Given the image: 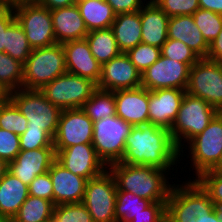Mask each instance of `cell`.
Listing matches in <instances>:
<instances>
[{"label": "cell", "mask_w": 222, "mask_h": 222, "mask_svg": "<svg viewBox=\"0 0 222 222\" xmlns=\"http://www.w3.org/2000/svg\"><path fill=\"white\" fill-rule=\"evenodd\" d=\"M32 49L56 44L53 20L48 8L33 2L13 8Z\"/></svg>", "instance_id": "12"}, {"label": "cell", "mask_w": 222, "mask_h": 222, "mask_svg": "<svg viewBox=\"0 0 222 222\" xmlns=\"http://www.w3.org/2000/svg\"><path fill=\"white\" fill-rule=\"evenodd\" d=\"M152 202L129 191H117L115 202L116 222H130L134 216L150 206Z\"/></svg>", "instance_id": "31"}, {"label": "cell", "mask_w": 222, "mask_h": 222, "mask_svg": "<svg viewBox=\"0 0 222 222\" xmlns=\"http://www.w3.org/2000/svg\"><path fill=\"white\" fill-rule=\"evenodd\" d=\"M35 2L49 10L64 8L76 3L74 0H35Z\"/></svg>", "instance_id": "48"}, {"label": "cell", "mask_w": 222, "mask_h": 222, "mask_svg": "<svg viewBox=\"0 0 222 222\" xmlns=\"http://www.w3.org/2000/svg\"><path fill=\"white\" fill-rule=\"evenodd\" d=\"M9 99L28 120L27 128L45 130L54 138L62 110L46 99L40 90L22 88L10 92Z\"/></svg>", "instance_id": "6"}, {"label": "cell", "mask_w": 222, "mask_h": 222, "mask_svg": "<svg viewBox=\"0 0 222 222\" xmlns=\"http://www.w3.org/2000/svg\"><path fill=\"white\" fill-rule=\"evenodd\" d=\"M55 160L54 147L21 150L16 158L8 163L7 170L29 186L38 175L47 173Z\"/></svg>", "instance_id": "17"}, {"label": "cell", "mask_w": 222, "mask_h": 222, "mask_svg": "<svg viewBox=\"0 0 222 222\" xmlns=\"http://www.w3.org/2000/svg\"><path fill=\"white\" fill-rule=\"evenodd\" d=\"M157 0H150L149 2L155 3Z\"/></svg>", "instance_id": "57"}, {"label": "cell", "mask_w": 222, "mask_h": 222, "mask_svg": "<svg viewBox=\"0 0 222 222\" xmlns=\"http://www.w3.org/2000/svg\"><path fill=\"white\" fill-rule=\"evenodd\" d=\"M29 195L53 202V187L49 172L38 175L28 186Z\"/></svg>", "instance_id": "44"}, {"label": "cell", "mask_w": 222, "mask_h": 222, "mask_svg": "<svg viewBox=\"0 0 222 222\" xmlns=\"http://www.w3.org/2000/svg\"><path fill=\"white\" fill-rule=\"evenodd\" d=\"M126 55L142 75L148 67L159 59L161 48L141 42L136 47L128 50Z\"/></svg>", "instance_id": "37"}, {"label": "cell", "mask_w": 222, "mask_h": 222, "mask_svg": "<svg viewBox=\"0 0 222 222\" xmlns=\"http://www.w3.org/2000/svg\"><path fill=\"white\" fill-rule=\"evenodd\" d=\"M56 160L73 174L87 180L102 174L108 167L97 156L92 143L78 144L55 150Z\"/></svg>", "instance_id": "15"}, {"label": "cell", "mask_w": 222, "mask_h": 222, "mask_svg": "<svg viewBox=\"0 0 222 222\" xmlns=\"http://www.w3.org/2000/svg\"><path fill=\"white\" fill-rule=\"evenodd\" d=\"M207 59L222 63V30L217 38L209 44Z\"/></svg>", "instance_id": "47"}, {"label": "cell", "mask_w": 222, "mask_h": 222, "mask_svg": "<svg viewBox=\"0 0 222 222\" xmlns=\"http://www.w3.org/2000/svg\"><path fill=\"white\" fill-rule=\"evenodd\" d=\"M168 39L181 41L200 58H207L209 45L195 25L192 15L171 17L168 22Z\"/></svg>", "instance_id": "23"}, {"label": "cell", "mask_w": 222, "mask_h": 222, "mask_svg": "<svg viewBox=\"0 0 222 222\" xmlns=\"http://www.w3.org/2000/svg\"><path fill=\"white\" fill-rule=\"evenodd\" d=\"M185 93L176 88L149 91L148 123L170 130Z\"/></svg>", "instance_id": "18"}, {"label": "cell", "mask_w": 222, "mask_h": 222, "mask_svg": "<svg viewBox=\"0 0 222 222\" xmlns=\"http://www.w3.org/2000/svg\"><path fill=\"white\" fill-rule=\"evenodd\" d=\"M75 4L79 9L88 32L111 28L116 13L106 0H80Z\"/></svg>", "instance_id": "27"}, {"label": "cell", "mask_w": 222, "mask_h": 222, "mask_svg": "<svg viewBox=\"0 0 222 222\" xmlns=\"http://www.w3.org/2000/svg\"><path fill=\"white\" fill-rule=\"evenodd\" d=\"M15 21L13 8L0 7V53L6 50V30Z\"/></svg>", "instance_id": "45"}, {"label": "cell", "mask_w": 222, "mask_h": 222, "mask_svg": "<svg viewBox=\"0 0 222 222\" xmlns=\"http://www.w3.org/2000/svg\"><path fill=\"white\" fill-rule=\"evenodd\" d=\"M192 16L195 25L199 28L203 38L209 45L222 30V15L199 8Z\"/></svg>", "instance_id": "34"}, {"label": "cell", "mask_w": 222, "mask_h": 222, "mask_svg": "<svg viewBox=\"0 0 222 222\" xmlns=\"http://www.w3.org/2000/svg\"><path fill=\"white\" fill-rule=\"evenodd\" d=\"M199 222H220V221L217 218V215H216L215 211L213 210L209 215H206V217L203 218Z\"/></svg>", "instance_id": "52"}, {"label": "cell", "mask_w": 222, "mask_h": 222, "mask_svg": "<svg viewBox=\"0 0 222 222\" xmlns=\"http://www.w3.org/2000/svg\"><path fill=\"white\" fill-rule=\"evenodd\" d=\"M196 177L211 170L222 155V113L218 112L208 126L188 143Z\"/></svg>", "instance_id": "11"}, {"label": "cell", "mask_w": 222, "mask_h": 222, "mask_svg": "<svg viewBox=\"0 0 222 222\" xmlns=\"http://www.w3.org/2000/svg\"><path fill=\"white\" fill-rule=\"evenodd\" d=\"M155 4L169 17L193 15L199 8L198 0H157Z\"/></svg>", "instance_id": "39"}, {"label": "cell", "mask_w": 222, "mask_h": 222, "mask_svg": "<svg viewBox=\"0 0 222 222\" xmlns=\"http://www.w3.org/2000/svg\"><path fill=\"white\" fill-rule=\"evenodd\" d=\"M32 50L22 26L16 20L6 30V50L4 52L24 64Z\"/></svg>", "instance_id": "32"}, {"label": "cell", "mask_w": 222, "mask_h": 222, "mask_svg": "<svg viewBox=\"0 0 222 222\" xmlns=\"http://www.w3.org/2000/svg\"><path fill=\"white\" fill-rule=\"evenodd\" d=\"M185 92L222 113V63L201 58L190 68Z\"/></svg>", "instance_id": "9"}, {"label": "cell", "mask_w": 222, "mask_h": 222, "mask_svg": "<svg viewBox=\"0 0 222 222\" xmlns=\"http://www.w3.org/2000/svg\"><path fill=\"white\" fill-rule=\"evenodd\" d=\"M108 169L113 174L117 191H129L142 199L167 201L172 185L167 181L168 171L145 165L112 163Z\"/></svg>", "instance_id": "2"}, {"label": "cell", "mask_w": 222, "mask_h": 222, "mask_svg": "<svg viewBox=\"0 0 222 222\" xmlns=\"http://www.w3.org/2000/svg\"><path fill=\"white\" fill-rule=\"evenodd\" d=\"M51 222H94L83 203L55 205Z\"/></svg>", "instance_id": "36"}, {"label": "cell", "mask_w": 222, "mask_h": 222, "mask_svg": "<svg viewBox=\"0 0 222 222\" xmlns=\"http://www.w3.org/2000/svg\"><path fill=\"white\" fill-rule=\"evenodd\" d=\"M141 73L132 64L126 53H121L101 65L98 89L117 91L141 87Z\"/></svg>", "instance_id": "16"}, {"label": "cell", "mask_w": 222, "mask_h": 222, "mask_svg": "<svg viewBox=\"0 0 222 222\" xmlns=\"http://www.w3.org/2000/svg\"><path fill=\"white\" fill-rule=\"evenodd\" d=\"M23 67V89L40 90L66 72L62 44L34 48Z\"/></svg>", "instance_id": "4"}, {"label": "cell", "mask_w": 222, "mask_h": 222, "mask_svg": "<svg viewBox=\"0 0 222 222\" xmlns=\"http://www.w3.org/2000/svg\"><path fill=\"white\" fill-rule=\"evenodd\" d=\"M0 222H9L5 217L0 216Z\"/></svg>", "instance_id": "56"}, {"label": "cell", "mask_w": 222, "mask_h": 222, "mask_svg": "<svg viewBox=\"0 0 222 222\" xmlns=\"http://www.w3.org/2000/svg\"><path fill=\"white\" fill-rule=\"evenodd\" d=\"M116 14L140 11L144 6L142 0H106Z\"/></svg>", "instance_id": "46"}, {"label": "cell", "mask_w": 222, "mask_h": 222, "mask_svg": "<svg viewBox=\"0 0 222 222\" xmlns=\"http://www.w3.org/2000/svg\"><path fill=\"white\" fill-rule=\"evenodd\" d=\"M10 98V92L0 83V105Z\"/></svg>", "instance_id": "51"}, {"label": "cell", "mask_w": 222, "mask_h": 222, "mask_svg": "<svg viewBox=\"0 0 222 222\" xmlns=\"http://www.w3.org/2000/svg\"><path fill=\"white\" fill-rule=\"evenodd\" d=\"M116 116L132 126L148 123L149 90L144 87L114 91Z\"/></svg>", "instance_id": "20"}, {"label": "cell", "mask_w": 222, "mask_h": 222, "mask_svg": "<svg viewBox=\"0 0 222 222\" xmlns=\"http://www.w3.org/2000/svg\"><path fill=\"white\" fill-rule=\"evenodd\" d=\"M56 43L85 39L89 33L76 4L50 10Z\"/></svg>", "instance_id": "22"}, {"label": "cell", "mask_w": 222, "mask_h": 222, "mask_svg": "<svg viewBox=\"0 0 222 222\" xmlns=\"http://www.w3.org/2000/svg\"><path fill=\"white\" fill-rule=\"evenodd\" d=\"M161 55L191 67L201 58L181 41L168 39L161 47Z\"/></svg>", "instance_id": "38"}, {"label": "cell", "mask_w": 222, "mask_h": 222, "mask_svg": "<svg viewBox=\"0 0 222 222\" xmlns=\"http://www.w3.org/2000/svg\"><path fill=\"white\" fill-rule=\"evenodd\" d=\"M217 113L218 111L203 99L185 93L170 129V134L180 152L183 153L184 147L181 146H184V142L188 143L200 134Z\"/></svg>", "instance_id": "5"}, {"label": "cell", "mask_w": 222, "mask_h": 222, "mask_svg": "<svg viewBox=\"0 0 222 222\" xmlns=\"http://www.w3.org/2000/svg\"><path fill=\"white\" fill-rule=\"evenodd\" d=\"M201 9L222 15V0H198Z\"/></svg>", "instance_id": "49"}, {"label": "cell", "mask_w": 222, "mask_h": 222, "mask_svg": "<svg viewBox=\"0 0 222 222\" xmlns=\"http://www.w3.org/2000/svg\"><path fill=\"white\" fill-rule=\"evenodd\" d=\"M85 39L89 44L91 53L100 65L122 53L111 28L90 31Z\"/></svg>", "instance_id": "28"}, {"label": "cell", "mask_w": 222, "mask_h": 222, "mask_svg": "<svg viewBox=\"0 0 222 222\" xmlns=\"http://www.w3.org/2000/svg\"><path fill=\"white\" fill-rule=\"evenodd\" d=\"M23 63L5 52L0 53V83L9 91L23 88Z\"/></svg>", "instance_id": "33"}, {"label": "cell", "mask_w": 222, "mask_h": 222, "mask_svg": "<svg viewBox=\"0 0 222 222\" xmlns=\"http://www.w3.org/2000/svg\"><path fill=\"white\" fill-rule=\"evenodd\" d=\"M190 65L160 55L141 76V87L149 91L176 88L186 90Z\"/></svg>", "instance_id": "13"}, {"label": "cell", "mask_w": 222, "mask_h": 222, "mask_svg": "<svg viewBox=\"0 0 222 222\" xmlns=\"http://www.w3.org/2000/svg\"><path fill=\"white\" fill-rule=\"evenodd\" d=\"M94 122L81 109H64L60 113L56 134L53 138L55 150L92 143Z\"/></svg>", "instance_id": "14"}, {"label": "cell", "mask_w": 222, "mask_h": 222, "mask_svg": "<svg viewBox=\"0 0 222 222\" xmlns=\"http://www.w3.org/2000/svg\"><path fill=\"white\" fill-rule=\"evenodd\" d=\"M111 29L122 53L136 47L142 42L140 11L116 14Z\"/></svg>", "instance_id": "26"}, {"label": "cell", "mask_w": 222, "mask_h": 222, "mask_svg": "<svg viewBox=\"0 0 222 222\" xmlns=\"http://www.w3.org/2000/svg\"><path fill=\"white\" fill-rule=\"evenodd\" d=\"M28 120L19 111L16 105L9 99L0 105V128L18 134L27 129Z\"/></svg>", "instance_id": "35"}, {"label": "cell", "mask_w": 222, "mask_h": 222, "mask_svg": "<svg viewBox=\"0 0 222 222\" xmlns=\"http://www.w3.org/2000/svg\"><path fill=\"white\" fill-rule=\"evenodd\" d=\"M55 205L82 203L87 179L73 174L55 160L49 168Z\"/></svg>", "instance_id": "19"}, {"label": "cell", "mask_w": 222, "mask_h": 222, "mask_svg": "<svg viewBox=\"0 0 222 222\" xmlns=\"http://www.w3.org/2000/svg\"><path fill=\"white\" fill-rule=\"evenodd\" d=\"M93 121L116 115L114 92L96 89L81 108Z\"/></svg>", "instance_id": "30"}, {"label": "cell", "mask_w": 222, "mask_h": 222, "mask_svg": "<svg viewBox=\"0 0 222 222\" xmlns=\"http://www.w3.org/2000/svg\"><path fill=\"white\" fill-rule=\"evenodd\" d=\"M65 53L66 72L99 81L101 65L93 56L86 39L68 41L62 44Z\"/></svg>", "instance_id": "21"}, {"label": "cell", "mask_w": 222, "mask_h": 222, "mask_svg": "<svg viewBox=\"0 0 222 222\" xmlns=\"http://www.w3.org/2000/svg\"><path fill=\"white\" fill-rule=\"evenodd\" d=\"M28 196V186L7 170L0 179V216L12 220Z\"/></svg>", "instance_id": "25"}, {"label": "cell", "mask_w": 222, "mask_h": 222, "mask_svg": "<svg viewBox=\"0 0 222 222\" xmlns=\"http://www.w3.org/2000/svg\"><path fill=\"white\" fill-rule=\"evenodd\" d=\"M132 127L116 115L94 122L92 145L107 167L123 158L126 137Z\"/></svg>", "instance_id": "8"}, {"label": "cell", "mask_w": 222, "mask_h": 222, "mask_svg": "<svg viewBox=\"0 0 222 222\" xmlns=\"http://www.w3.org/2000/svg\"><path fill=\"white\" fill-rule=\"evenodd\" d=\"M195 180L209 194L214 205L222 204V175L207 170L202 172Z\"/></svg>", "instance_id": "40"}, {"label": "cell", "mask_w": 222, "mask_h": 222, "mask_svg": "<svg viewBox=\"0 0 222 222\" xmlns=\"http://www.w3.org/2000/svg\"><path fill=\"white\" fill-rule=\"evenodd\" d=\"M21 150H35L44 147H54L53 138L45 130L27 128L19 136Z\"/></svg>", "instance_id": "41"}, {"label": "cell", "mask_w": 222, "mask_h": 222, "mask_svg": "<svg viewBox=\"0 0 222 222\" xmlns=\"http://www.w3.org/2000/svg\"><path fill=\"white\" fill-rule=\"evenodd\" d=\"M96 89L97 85L92 80L65 72L44 85L40 92L53 105L64 110L82 108Z\"/></svg>", "instance_id": "7"}, {"label": "cell", "mask_w": 222, "mask_h": 222, "mask_svg": "<svg viewBox=\"0 0 222 222\" xmlns=\"http://www.w3.org/2000/svg\"><path fill=\"white\" fill-rule=\"evenodd\" d=\"M20 151L19 135L0 128V158L8 164Z\"/></svg>", "instance_id": "42"}, {"label": "cell", "mask_w": 222, "mask_h": 222, "mask_svg": "<svg viewBox=\"0 0 222 222\" xmlns=\"http://www.w3.org/2000/svg\"><path fill=\"white\" fill-rule=\"evenodd\" d=\"M181 152L170 130L151 123L133 126L126 137L121 163L168 170L179 162Z\"/></svg>", "instance_id": "1"}, {"label": "cell", "mask_w": 222, "mask_h": 222, "mask_svg": "<svg viewBox=\"0 0 222 222\" xmlns=\"http://www.w3.org/2000/svg\"><path fill=\"white\" fill-rule=\"evenodd\" d=\"M33 2H35V0H0V7L15 8L19 5Z\"/></svg>", "instance_id": "50"}, {"label": "cell", "mask_w": 222, "mask_h": 222, "mask_svg": "<svg viewBox=\"0 0 222 222\" xmlns=\"http://www.w3.org/2000/svg\"><path fill=\"white\" fill-rule=\"evenodd\" d=\"M55 204L47 199L28 196L12 222H51Z\"/></svg>", "instance_id": "29"}, {"label": "cell", "mask_w": 222, "mask_h": 222, "mask_svg": "<svg viewBox=\"0 0 222 222\" xmlns=\"http://www.w3.org/2000/svg\"><path fill=\"white\" fill-rule=\"evenodd\" d=\"M166 202H153L141 213L134 216L130 222H166Z\"/></svg>", "instance_id": "43"}, {"label": "cell", "mask_w": 222, "mask_h": 222, "mask_svg": "<svg viewBox=\"0 0 222 222\" xmlns=\"http://www.w3.org/2000/svg\"><path fill=\"white\" fill-rule=\"evenodd\" d=\"M116 195L115 178L110 170L106 169L99 176L87 180L82 203L86 206L94 222H116Z\"/></svg>", "instance_id": "10"}, {"label": "cell", "mask_w": 222, "mask_h": 222, "mask_svg": "<svg viewBox=\"0 0 222 222\" xmlns=\"http://www.w3.org/2000/svg\"><path fill=\"white\" fill-rule=\"evenodd\" d=\"M169 19L162 9L148 1L140 10L142 43L161 48L168 38Z\"/></svg>", "instance_id": "24"}, {"label": "cell", "mask_w": 222, "mask_h": 222, "mask_svg": "<svg viewBox=\"0 0 222 222\" xmlns=\"http://www.w3.org/2000/svg\"><path fill=\"white\" fill-rule=\"evenodd\" d=\"M213 210L209 194L190 179L182 185H172L166 202V222H199Z\"/></svg>", "instance_id": "3"}, {"label": "cell", "mask_w": 222, "mask_h": 222, "mask_svg": "<svg viewBox=\"0 0 222 222\" xmlns=\"http://www.w3.org/2000/svg\"><path fill=\"white\" fill-rule=\"evenodd\" d=\"M214 211L219 221L222 222V204L214 205Z\"/></svg>", "instance_id": "55"}, {"label": "cell", "mask_w": 222, "mask_h": 222, "mask_svg": "<svg viewBox=\"0 0 222 222\" xmlns=\"http://www.w3.org/2000/svg\"><path fill=\"white\" fill-rule=\"evenodd\" d=\"M8 169V164L0 158V179L4 176Z\"/></svg>", "instance_id": "53"}, {"label": "cell", "mask_w": 222, "mask_h": 222, "mask_svg": "<svg viewBox=\"0 0 222 222\" xmlns=\"http://www.w3.org/2000/svg\"><path fill=\"white\" fill-rule=\"evenodd\" d=\"M211 170L217 174L222 175V155H221L218 163Z\"/></svg>", "instance_id": "54"}]
</instances>
